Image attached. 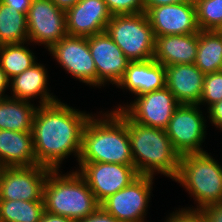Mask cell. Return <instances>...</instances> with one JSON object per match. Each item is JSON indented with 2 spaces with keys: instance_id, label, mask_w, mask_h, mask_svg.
<instances>
[{
  "instance_id": "cell-34",
  "label": "cell",
  "mask_w": 222,
  "mask_h": 222,
  "mask_svg": "<svg viewBox=\"0 0 222 222\" xmlns=\"http://www.w3.org/2000/svg\"><path fill=\"white\" fill-rule=\"evenodd\" d=\"M9 7H13L19 13H25L27 15L28 9L31 6L32 0H1Z\"/></svg>"
},
{
  "instance_id": "cell-32",
  "label": "cell",
  "mask_w": 222,
  "mask_h": 222,
  "mask_svg": "<svg viewBox=\"0 0 222 222\" xmlns=\"http://www.w3.org/2000/svg\"><path fill=\"white\" fill-rule=\"evenodd\" d=\"M208 118L216 128L222 131V101L214 103L209 108H207Z\"/></svg>"
},
{
  "instance_id": "cell-6",
  "label": "cell",
  "mask_w": 222,
  "mask_h": 222,
  "mask_svg": "<svg viewBox=\"0 0 222 222\" xmlns=\"http://www.w3.org/2000/svg\"><path fill=\"white\" fill-rule=\"evenodd\" d=\"M105 31L130 62L153 58L155 36L145 12L113 15Z\"/></svg>"
},
{
  "instance_id": "cell-31",
  "label": "cell",
  "mask_w": 222,
  "mask_h": 222,
  "mask_svg": "<svg viewBox=\"0 0 222 222\" xmlns=\"http://www.w3.org/2000/svg\"><path fill=\"white\" fill-rule=\"evenodd\" d=\"M199 211L204 222H222V202L207 205Z\"/></svg>"
},
{
  "instance_id": "cell-26",
  "label": "cell",
  "mask_w": 222,
  "mask_h": 222,
  "mask_svg": "<svg viewBox=\"0 0 222 222\" xmlns=\"http://www.w3.org/2000/svg\"><path fill=\"white\" fill-rule=\"evenodd\" d=\"M44 201L0 200V222H40Z\"/></svg>"
},
{
  "instance_id": "cell-33",
  "label": "cell",
  "mask_w": 222,
  "mask_h": 222,
  "mask_svg": "<svg viewBox=\"0 0 222 222\" xmlns=\"http://www.w3.org/2000/svg\"><path fill=\"white\" fill-rule=\"evenodd\" d=\"M76 222H120L99 207L94 213Z\"/></svg>"
},
{
  "instance_id": "cell-15",
  "label": "cell",
  "mask_w": 222,
  "mask_h": 222,
  "mask_svg": "<svg viewBox=\"0 0 222 222\" xmlns=\"http://www.w3.org/2000/svg\"><path fill=\"white\" fill-rule=\"evenodd\" d=\"M88 38L89 50L97 70V87L117 85L130 62L106 31Z\"/></svg>"
},
{
  "instance_id": "cell-9",
  "label": "cell",
  "mask_w": 222,
  "mask_h": 222,
  "mask_svg": "<svg viewBox=\"0 0 222 222\" xmlns=\"http://www.w3.org/2000/svg\"><path fill=\"white\" fill-rule=\"evenodd\" d=\"M180 103L165 86L143 95L136 96L126 105H118L113 110H122L133 122L154 128L166 129L173 113Z\"/></svg>"
},
{
  "instance_id": "cell-37",
  "label": "cell",
  "mask_w": 222,
  "mask_h": 222,
  "mask_svg": "<svg viewBox=\"0 0 222 222\" xmlns=\"http://www.w3.org/2000/svg\"><path fill=\"white\" fill-rule=\"evenodd\" d=\"M10 80L6 76L5 71L0 66V100L9 97L8 95H4L6 88L10 85Z\"/></svg>"
},
{
  "instance_id": "cell-10",
  "label": "cell",
  "mask_w": 222,
  "mask_h": 222,
  "mask_svg": "<svg viewBox=\"0 0 222 222\" xmlns=\"http://www.w3.org/2000/svg\"><path fill=\"white\" fill-rule=\"evenodd\" d=\"M28 42L48 50L67 36L65 11L51 0H32L27 12Z\"/></svg>"
},
{
  "instance_id": "cell-2",
  "label": "cell",
  "mask_w": 222,
  "mask_h": 222,
  "mask_svg": "<svg viewBox=\"0 0 222 222\" xmlns=\"http://www.w3.org/2000/svg\"><path fill=\"white\" fill-rule=\"evenodd\" d=\"M109 112L101 115L103 117L93 114L87 121L78 163L134 165L128 135V116L122 110Z\"/></svg>"
},
{
  "instance_id": "cell-16",
  "label": "cell",
  "mask_w": 222,
  "mask_h": 222,
  "mask_svg": "<svg viewBox=\"0 0 222 222\" xmlns=\"http://www.w3.org/2000/svg\"><path fill=\"white\" fill-rule=\"evenodd\" d=\"M112 16L104 0H80L65 11L67 33L90 37L104 32Z\"/></svg>"
},
{
  "instance_id": "cell-27",
  "label": "cell",
  "mask_w": 222,
  "mask_h": 222,
  "mask_svg": "<svg viewBox=\"0 0 222 222\" xmlns=\"http://www.w3.org/2000/svg\"><path fill=\"white\" fill-rule=\"evenodd\" d=\"M200 30L222 31V0H204L195 4Z\"/></svg>"
},
{
  "instance_id": "cell-12",
  "label": "cell",
  "mask_w": 222,
  "mask_h": 222,
  "mask_svg": "<svg viewBox=\"0 0 222 222\" xmlns=\"http://www.w3.org/2000/svg\"><path fill=\"white\" fill-rule=\"evenodd\" d=\"M53 58L75 79L97 86V70L89 50L88 38L67 35L49 50Z\"/></svg>"
},
{
  "instance_id": "cell-20",
  "label": "cell",
  "mask_w": 222,
  "mask_h": 222,
  "mask_svg": "<svg viewBox=\"0 0 222 222\" xmlns=\"http://www.w3.org/2000/svg\"><path fill=\"white\" fill-rule=\"evenodd\" d=\"M32 132L0 130V166L30 167L37 165Z\"/></svg>"
},
{
  "instance_id": "cell-1",
  "label": "cell",
  "mask_w": 222,
  "mask_h": 222,
  "mask_svg": "<svg viewBox=\"0 0 222 222\" xmlns=\"http://www.w3.org/2000/svg\"><path fill=\"white\" fill-rule=\"evenodd\" d=\"M91 115L60 100L38 105L32 126L37 163L51 170H59L63 160L71 154L78 161L83 130Z\"/></svg>"
},
{
  "instance_id": "cell-13",
  "label": "cell",
  "mask_w": 222,
  "mask_h": 222,
  "mask_svg": "<svg viewBox=\"0 0 222 222\" xmlns=\"http://www.w3.org/2000/svg\"><path fill=\"white\" fill-rule=\"evenodd\" d=\"M78 164L80 169L77 171L86 180L99 203L140 176L134 165L101 162Z\"/></svg>"
},
{
  "instance_id": "cell-36",
  "label": "cell",
  "mask_w": 222,
  "mask_h": 222,
  "mask_svg": "<svg viewBox=\"0 0 222 222\" xmlns=\"http://www.w3.org/2000/svg\"><path fill=\"white\" fill-rule=\"evenodd\" d=\"M40 222H74V221L67 217L50 214L44 211L41 216Z\"/></svg>"
},
{
  "instance_id": "cell-11",
  "label": "cell",
  "mask_w": 222,
  "mask_h": 222,
  "mask_svg": "<svg viewBox=\"0 0 222 222\" xmlns=\"http://www.w3.org/2000/svg\"><path fill=\"white\" fill-rule=\"evenodd\" d=\"M51 169L39 164L0 169V200L44 201L43 187Z\"/></svg>"
},
{
  "instance_id": "cell-5",
  "label": "cell",
  "mask_w": 222,
  "mask_h": 222,
  "mask_svg": "<svg viewBox=\"0 0 222 222\" xmlns=\"http://www.w3.org/2000/svg\"><path fill=\"white\" fill-rule=\"evenodd\" d=\"M180 183L200 210L210 204L222 202V166L208 152L185 154L180 157L178 174L174 180Z\"/></svg>"
},
{
  "instance_id": "cell-7",
  "label": "cell",
  "mask_w": 222,
  "mask_h": 222,
  "mask_svg": "<svg viewBox=\"0 0 222 222\" xmlns=\"http://www.w3.org/2000/svg\"><path fill=\"white\" fill-rule=\"evenodd\" d=\"M206 120L199 105L180 104L175 110L165 130L172 146L181 156L206 152L202 148L207 130Z\"/></svg>"
},
{
  "instance_id": "cell-38",
  "label": "cell",
  "mask_w": 222,
  "mask_h": 222,
  "mask_svg": "<svg viewBox=\"0 0 222 222\" xmlns=\"http://www.w3.org/2000/svg\"><path fill=\"white\" fill-rule=\"evenodd\" d=\"M58 8L67 11L75 6L80 0H51Z\"/></svg>"
},
{
  "instance_id": "cell-22",
  "label": "cell",
  "mask_w": 222,
  "mask_h": 222,
  "mask_svg": "<svg viewBox=\"0 0 222 222\" xmlns=\"http://www.w3.org/2000/svg\"><path fill=\"white\" fill-rule=\"evenodd\" d=\"M37 107L29 101L10 96L0 100V130L32 132Z\"/></svg>"
},
{
  "instance_id": "cell-23",
  "label": "cell",
  "mask_w": 222,
  "mask_h": 222,
  "mask_svg": "<svg viewBox=\"0 0 222 222\" xmlns=\"http://www.w3.org/2000/svg\"><path fill=\"white\" fill-rule=\"evenodd\" d=\"M194 64L205 75L222 70V31L200 30Z\"/></svg>"
},
{
  "instance_id": "cell-21",
  "label": "cell",
  "mask_w": 222,
  "mask_h": 222,
  "mask_svg": "<svg viewBox=\"0 0 222 222\" xmlns=\"http://www.w3.org/2000/svg\"><path fill=\"white\" fill-rule=\"evenodd\" d=\"M47 69L43 64L36 62L24 72L10 80V90L13 98L29 101L39 96L40 106L58 101L56 96L49 93L47 86Z\"/></svg>"
},
{
  "instance_id": "cell-8",
  "label": "cell",
  "mask_w": 222,
  "mask_h": 222,
  "mask_svg": "<svg viewBox=\"0 0 222 222\" xmlns=\"http://www.w3.org/2000/svg\"><path fill=\"white\" fill-rule=\"evenodd\" d=\"M153 179L140 175L130 185L108 196L100 207L120 222H145Z\"/></svg>"
},
{
  "instance_id": "cell-28",
  "label": "cell",
  "mask_w": 222,
  "mask_h": 222,
  "mask_svg": "<svg viewBox=\"0 0 222 222\" xmlns=\"http://www.w3.org/2000/svg\"><path fill=\"white\" fill-rule=\"evenodd\" d=\"M220 101H222V71L206 74L198 105H206L207 103L209 108L214 103Z\"/></svg>"
},
{
  "instance_id": "cell-17",
  "label": "cell",
  "mask_w": 222,
  "mask_h": 222,
  "mask_svg": "<svg viewBox=\"0 0 222 222\" xmlns=\"http://www.w3.org/2000/svg\"><path fill=\"white\" fill-rule=\"evenodd\" d=\"M166 87L180 104L198 105L205 74L195 64L165 67Z\"/></svg>"
},
{
  "instance_id": "cell-24",
  "label": "cell",
  "mask_w": 222,
  "mask_h": 222,
  "mask_svg": "<svg viewBox=\"0 0 222 222\" xmlns=\"http://www.w3.org/2000/svg\"><path fill=\"white\" fill-rule=\"evenodd\" d=\"M28 42L27 16L0 0V45Z\"/></svg>"
},
{
  "instance_id": "cell-4",
  "label": "cell",
  "mask_w": 222,
  "mask_h": 222,
  "mask_svg": "<svg viewBox=\"0 0 222 222\" xmlns=\"http://www.w3.org/2000/svg\"><path fill=\"white\" fill-rule=\"evenodd\" d=\"M50 170L43 187L45 211L67 217L74 222L94 213L100 203L77 169L62 175Z\"/></svg>"
},
{
  "instance_id": "cell-14",
  "label": "cell",
  "mask_w": 222,
  "mask_h": 222,
  "mask_svg": "<svg viewBox=\"0 0 222 222\" xmlns=\"http://www.w3.org/2000/svg\"><path fill=\"white\" fill-rule=\"evenodd\" d=\"M147 18L154 36L199 33L196 7L191 0L149 8Z\"/></svg>"
},
{
  "instance_id": "cell-18",
  "label": "cell",
  "mask_w": 222,
  "mask_h": 222,
  "mask_svg": "<svg viewBox=\"0 0 222 222\" xmlns=\"http://www.w3.org/2000/svg\"><path fill=\"white\" fill-rule=\"evenodd\" d=\"M165 78V67L152 58L146 61L129 62L122 79L116 86L139 96L163 89L166 86Z\"/></svg>"
},
{
  "instance_id": "cell-3",
  "label": "cell",
  "mask_w": 222,
  "mask_h": 222,
  "mask_svg": "<svg viewBox=\"0 0 222 222\" xmlns=\"http://www.w3.org/2000/svg\"><path fill=\"white\" fill-rule=\"evenodd\" d=\"M128 135L134 168L141 176L161 174L175 180L181 155L174 149L166 130L147 127L128 117Z\"/></svg>"
},
{
  "instance_id": "cell-35",
  "label": "cell",
  "mask_w": 222,
  "mask_h": 222,
  "mask_svg": "<svg viewBox=\"0 0 222 222\" xmlns=\"http://www.w3.org/2000/svg\"><path fill=\"white\" fill-rule=\"evenodd\" d=\"M184 1L187 0H144V8L146 12L149 8L158 7L162 5L176 4Z\"/></svg>"
},
{
  "instance_id": "cell-29",
  "label": "cell",
  "mask_w": 222,
  "mask_h": 222,
  "mask_svg": "<svg viewBox=\"0 0 222 222\" xmlns=\"http://www.w3.org/2000/svg\"><path fill=\"white\" fill-rule=\"evenodd\" d=\"M112 15L144 13V0H104Z\"/></svg>"
},
{
  "instance_id": "cell-19",
  "label": "cell",
  "mask_w": 222,
  "mask_h": 222,
  "mask_svg": "<svg viewBox=\"0 0 222 222\" xmlns=\"http://www.w3.org/2000/svg\"><path fill=\"white\" fill-rule=\"evenodd\" d=\"M198 48V33L155 36L153 59L164 67L194 64Z\"/></svg>"
},
{
  "instance_id": "cell-39",
  "label": "cell",
  "mask_w": 222,
  "mask_h": 222,
  "mask_svg": "<svg viewBox=\"0 0 222 222\" xmlns=\"http://www.w3.org/2000/svg\"><path fill=\"white\" fill-rule=\"evenodd\" d=\"M194 4H196L199 1H204V0H191Z\"/></svg>"
},
{
  "instance_id": "cell-30",
  "label": "cell",
  "mask_w": 222,
  "mask_h": 222,
  "mask_svg": "<svg viewBox=\"0 0 222 222\" xmlns=\"http://www.w3.org/2000/svg\"><path fill=\"white\" fill-rule=\"evenodd\" d=\"M167 218L165 222H204L199 210H190L185 207L170 213Z\"/></svg>"
},
{
  "instance_id": "cell-25",
  "label": "cell",
  "mask_w": 222,
  "mask_h": 222,
  "mask_svg": "<svg viewBox=\"0 0 222 222\" xmlns=\"http://www.w3.org/2000/svg\"><path fill=\"white\" fill-rule=\"evenodd\" d=\"M29 42L0 45V66L11 80L36 63L37 57L25 46Z\"/></svg>"
}]
</instances>
